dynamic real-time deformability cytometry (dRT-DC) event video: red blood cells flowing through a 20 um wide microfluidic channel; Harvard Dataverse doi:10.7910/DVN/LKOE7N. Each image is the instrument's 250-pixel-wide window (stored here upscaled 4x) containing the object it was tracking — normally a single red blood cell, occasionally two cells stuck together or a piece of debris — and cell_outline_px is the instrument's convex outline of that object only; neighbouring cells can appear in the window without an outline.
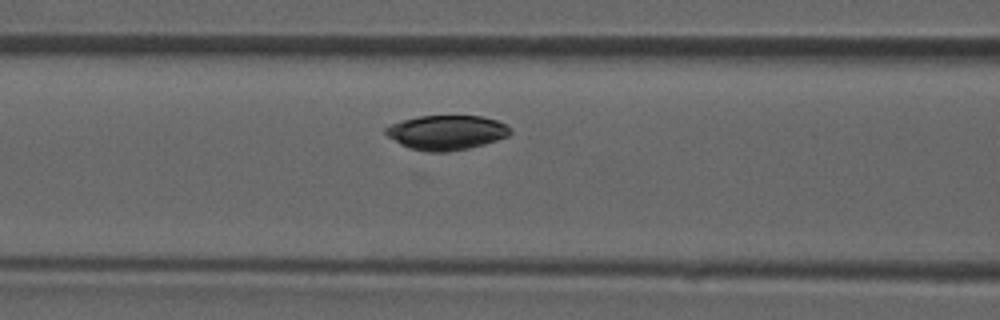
{"species": "common noctule bat (a hibernating species)", "species_latin": "Nyctalus noctula", "temperature_condition": "room temperature", "stored_images_in_passage": 22, "camera_frame_rate_fps": 3000, "um_per_image_px": 0.085, "animal": {"sex": "male", "forearm_length_mm": 52.5}, "frame": {"image": 1, "passage_image": 6, "time_ms": 1.667, "image_size_px": [1000, 320], "cell_outline_px": [[512, 132], [508, 136], [484, 144], [468, 148], [448, 152], [428, 152], [408, 148], [400, 144], [388, 136], [384, 132], [384, 128], [392, 124], [404, 120], [420, 116], [480, 116], [496, 120], [512, 128]], "centroid_in_image_um": [37.95, 11.27], "position_along_channel_um": 128.6, "area_um2": 25.03}}
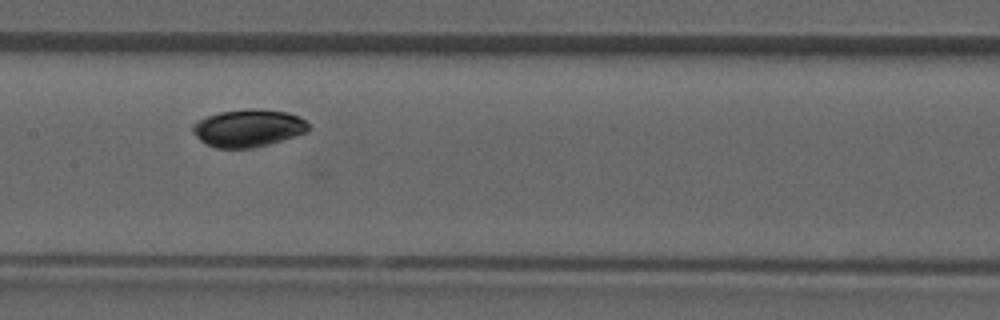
{"frame": {"image": 2, "passage_image": 10, "time_ms": 3.0, "image_size_px": [1000, 320], "cell_outline_px": [[308, 132], [268, 144], [252, 148], [216, 148], [200, 140], [192, 132], [192, 124], [196, 120], [220, 112], [248, 108], [256, 108], [288, 112], [300, 116], [308, 124]], "centroid_in_image_um": [21.09, 10.87], "position_along_channel_um": 186.3, "area_um2": 25.37}}